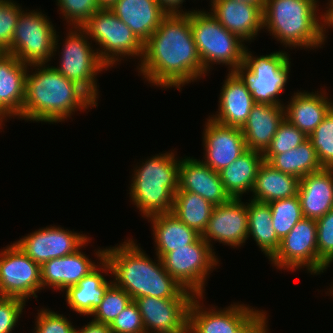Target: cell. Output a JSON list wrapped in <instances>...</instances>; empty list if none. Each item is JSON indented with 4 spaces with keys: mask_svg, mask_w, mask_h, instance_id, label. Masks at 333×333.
I'll return each instance as SVG.
<instances>
[{
    "mask_svg": "<svg viewBox=\"0 0 333 333\" xmlns=\"http://www.w3.org/2000/svg\"><path fill=\"white\" fill-rule=\"evenodd\" d=\"M308 138L322 168L333 169V108Z\"/></svg>",
    "mask_w": 333,
    "mask_h": 333,
    "instance_id": "obj_37",
    "label": "cell"
},
{
    "mask_svg": "<svg viewBox=\"0 0 333 333\" xmlns=\"http://www.w3.org/2000/svg\"><path fill=\"white\" fill-rule=\"evenodd\" d=\"M31 11L20 13L10 47L5 53L29 66L47 64L59 49L58 36L43 12Z\"/></svg>",
    "mask_w": 333,
    "mask_h": 333,
    "instance_id": "obj_8",
    "label": "cell"
},
{
    "mask_svg": "<svg viewBox=\"0 0 333 333\" xmlns=\"http://www.w3.org/2000/svg\"><path fill=\"white\" fill-rule=\"evenodd\" d=\"M13 0H0V51L5 52L11 44L22 7Z\"/></svg>",
    "mask_w": 333,
    "mask_h": 333,
    "instance_id": "obj_41",
    "label": "cell"
},
{
    "mask_svg": "<svg viewBox=\"0 0 333 333\" xmlns=\"http://www.w3.org/2000/svg\"><path fill=\"white\" fill-rule=\"evenodd\" d=\"M37 314L34 333H76V328L63 314L44 308Z\"/></svg>",
    "mask_w": 333,
    "mask_h": 333,
    "instance_id": "obj_42",
    "label": "cell"
},
{
    "mask_svg": "<svg viewBox=\"0 0 333 333\" xmlns=\"http://www.w3.org/2000/svg\"><path fill=\"white\" fill-rule=\"evenodd\" d=\"M194 298L134 299L146 333H188L189 308Z\"/></svg>",
    "mask_w": 333,
    "mask_h": 333,
    "instance_id": "obj_15",
    "label": "cell"
},
{
    "mask_svg": "<svg viewBox=\"0 0 333 333\" xmlns=\"http://www.w3.org/2000/svg\"><path fill=\"white\" fill-rule=\"evenodd\" d=\"M67 230L51 225L40 228L15 243L32 261L42 265L50 259L73 254L90 242L91 238L85 234Z\"/></svg>",
    "mask_w": 333,
    "mask_h": 333,
    "instance_id": "obj_14",
    "label": "cell"
},
{
    "mask_svg": "<svg viewBox=\"0 0 333 333\" xmlns=\"http://www.w3.org/2000/svg\"><path fill=\"white\" fill-rule=\"evenodd\" d=\"M75 28V30H74ZM67 38L60 52L59 67L54 68L68 80L83 87L96 101L99 97L96 76L109 68L93 50L89 37L82 27H74L67 32Z\"/></svg>",
    "mask_w": 333,
    "mask_h": 333,
    "instance_id": "obj_10",
    "label": "cell"
},
{
    "mask_svg": "<svg viewBox=\"0 0 333 333\" xmlns=\"http://www.w3.org/2000/svg\"><path fill=\"white\" fill-rule=\"evenodd\" d=\"M268 163L278 171L293 175L298 179L322 169L309 138L294 149L276 154Z\"/></svg>",
    "mask_w": 333,
    "mask_h": 333,
    "instance_id": "obj_34",
    "label": "cell"
},
{
    "mask_svg": "<svg viewBox=\"0 0 333 333\" xmlns=\"http://www.w3.org/2000/svg\"><path fill=\"white\" fill-rule=\"evenodd\" d=\"M91 41L100 46L97 53L110 68L123 58L140 57L142 60L144 44L135 36L108 7H101L83 25ZM130 56V57H129Z\"/></svg>",
    "mask_w": 333,
    "mask_h": 333,
    "instance_id": "obj_7",
    "label": "cell"
},
{
    "mask_svg": "<svg viewBox=\"0 0 333 333\" xmlns=\"http://www.w3.org/2000/svg\"><path fill=\"white\" fill-rule=\"evenodd\" d=\"M247 211L248 239L252 236L261 251L270 260L278 251L281 240L273 228L269 203L251 199L247 203Z\"/></svg>",
    "mask_w": 333,
    "mask_h": 333,
    "instance_id": "obj_32",
    "label": "cell"
},
{
    "mask_svg": "<svg viewBox=\"0 0 333 333\" xmlns=\"http://www.w3.org/2000/svg\"><path fill=\"white\" fill-rule=\"evenodd\" d=\"M277 269L306 268L318 275V249L316 220L303 217L281 240L278 251L270 259Z\"/></svg>",
    "mask_w": 333,
    "mask_h": 333,
    "instance_id": "obj_13",
    "label": "cell"
},
{
    "mask_svg": "<svg viewBox=\"0 0 333 333\" xmlns=\"http://www.w3.org/2000/svg\"><path fill=\"white\" fill-rule=\"evenodd\" d=\"M237 1L260 5L262 8H264L265 4V0H237Z\"/></svg>",
    "mask_w": 333,
    "mask_h": 333,
    "instance_id": "obj_50",
    "label": "cell"
},
{
    "mask_svg": "<svg viewBox=\"0 0 333 333\" xmlns=\"http://www.w3.org/2000/svg\"><path fill=\"white\" fill-rule=\"evenodd\" d=\"M185 0H157L161 7L168 13H186L187 11L179 10Z\"/></svg>",
    "mask_w": 333,
    "mask_h": 333,
    "instance_id": "obj_47",
    "label": "cell"
},
{
    "mask_svg": "<svg viewBox=\"0 0 333 333\" xmlns=\"http://www.w3.org/2000/svg\"><path fill=\"white\" fill-rule=\"evenodd\" d=\"M316 224L318 274H320L333 262V208L316 220Z\"/></svg>",
    "mask_w": 333,
    "mask_h": 333,
    "instance_id": "obj_39",
    "label": "cell"
},
{
    "mask_svg": "<svg viewBox=\"0 0 333 333\" xmlns=\"http://www.w3.org/2000/svg\"><path fill=\"white\" fill-rule=\"evenodd\" d=\"M39 289L42 290L41 265L32 261L15 242L8 245L0 252L1 295L26 302L29 297L37 298Z\"/></svg>",
    "mask_w": 333,
    "mask_h": 333,
    "instance_id": "obj_12",
    "label": "cell"
},
{
    "mask_svg": "<svg viewBox=\"0 0 333 333\" xmlns=\"http://www.w3.org/2000/svg\"><path fill=\"white\" fill-rule=\"evenodd\" d=\"M147 219L152 224L156 256L159 258L176 248L193 244L201 237V234L172 213L159 214Z\"/></svg>",
    "mask_w": 333,
    "mask_h": 333,
    "instance_id": "obj_29",
    "label": "cell"
},
{
    "mask_svg": "<svg viewBox=\"0 0 333 333\" xmlns=\"http://www.w3.org/2000/svg\"><path fill=\"white\" fill-rule=\"evenodd\" d=\"M214 249L200 237L195 243L163 255L164 269L186 290L203 296L210 271L218 265Z\"/></svg>",
    "mask_w": 333,
    "mask_h": 333,
    "instance_id": "obj_11",
    "label": "cell"
},
{
    "mask_svg": "<svg viewBox=\"0 0 333 333\" xmlns=\"http://www.w3.org/2000/svg\"><path fill=\"white\" fill-rule=\"evenodd\" d=\"M308 137L286 118L279 124L270 146L263 153L264 161L269 162L276 154L296 148Z\"/></svg>",
    "mask_w": 333,
    "mask_h": 333,
    "instance_id": "obj_38",
    "label": "cell"
},
{
    "mask_svg": "<svg viewBox=\"0 0 333 333\" xmlns=\"http://www.w3.org/2000/svg\"><path fill=\"white\" fill-rule=\"evenodd\" d=\"M210 13L228 31L242 41L252 42L263 29V8L237 0H210Z\"/></svg>",
    "mask_w": 333,
    "mask_h": 333,
    "instance_id": "obj_19",
    "label": "cell"
},
{
    "mask_svg": "<svg viewBox=\"0 0 333 333\" xmlns=\"http://www.w3.org/2000/svg\"><path fill=\"white\" fill-rule=\"evenodd\" d=\"M57 5L68 25L82 27V25L96 12L101 6L98 0H56ZM72 23V24H71Z\"/></svg>",
    "mask_w": 333,
    "mask_h": 333,
    "instance_id": "obj_40",
    "label": "cell"
},
{
    "mask_svg": "<svg viewBox=\"0 0 333 333\" xmlns=\"http://www.w3.org/2000/svg\"><path fill=\"white\" fill-rule=\"evenodd\" d=\"M220 90L219 105L214 121L241 128L255 104L244 78L237 71H229Z\"/></svg>",
    "mask_w": 333,
    "mask_h": 333,
    "instance_id": "obj_21",
    "label": "cell"
},
{
    "mask_svg": "<svg viewBox=\"0 0 333 333\" xmlns=\"http://www.w3.org/2000/svg\"><path fill=\"white\" fill-rule=\"evenodd\" d=\"M269 206L273 228L280 240L304 217L298 195L272 201Z\"/></svg>",
    "mask_w": 333,
    "mask_h": 333,
    "instance_id": "obj_35",
    "label": "cell"
},
{
    "mask_svg": "<svg viewBox=\"0 0 333 333\" xmlns=\"http://www.w3.org/2000/svg\"><path fill=\"white\" fill-rule=\"evenodd\" d=\"M117 0H98L101 7L110 8Z\"/></svg>",
    "mask_w": 333,
    "mask_h": 333,
    "instance_id": "obj_49",
    "label": "cell"
},
{
    "mask_svg": "<svg viewBox=\"0 0 333 333\" xmlns=\"http://www.w3.org/2000/svg\"><path fill=\"white\" fill-rule=\"evenodd\" d=\"M132 301L131 296L114 282L107 288L101 303L91 313L92 320L110 325Z\"/></svg>",
    "mask_w": 333,
    "mask_h": 333,
    "instance_id": "obj_36",
    "label": "cell"
},
{
    "mask_svg": "<svg viewBox=\"0 0 333 333\" xmlns=\"http://www.w3.org/2000/svg\"><path fill=\"white\" fill-rule=\"evenodd\" d=\"M201 237L213 248L211 240L237 248L248 239L247 202L231 199L214 206L206 230Z\"/></svg>",
    "mask_w": 333,
    "mask_h": 333,
    "instance_id": "obj_16",
    "label": "cell"
},
{
    "mask_svg": "<svg viewBox=\"0 0 333 333\" xmlns=\"http://www.w3.org/2000/svg\"><path fill=\"white\" fill-rule=\"evenodd\" d=\"M110 9L143 44L168 14L157 0H117Z\"/></svg>",
    "mask_w": 333,
    "mask_h": 333,
    "instance_id": "obj_25",
    "label": "cell"
},
{
    "mask_svg": "<svg viewBox=\"0 0 333 333\" xmlns=\"http://www.w3.org/2000/svg\"><path fill=\"white\" fill-rule=\"evenodd\" d=\"M175 155L172 151L159 153L134 170L129 194L146 219L172 212L174 195L179 189L180 159Z\"/></svg>",
    "mask_w": 333,
    "mask_h": 333,
    "instance_id": "obj_5",
    "label": "cell"
},
{
    "mask_svg": "<svg viewBox=\"0 0 333 333\" xmlns=\"http://www.w3.org/2000/svg\"><path fill=\"white\" fill-rule=\"evenodd\" d=\"M248 48L243 66L237 71L247 83L255 103L283 104L279 99L290 72L289 54L285 51L254 57Z\"/></svg>",
    "mask_w": 333,
    "mask_h": 333,
    "instance_id": "obj_9",
    "label": "cell"
},
{
    "mask_svg": "<svg viewBox=\"0 0 333 333\" xmlns=\"http://www.w3.org/2000/svg\"><path fill=\"white\" fill-rule=\"evenodd\" d=\"M152 261L134 241L105 248V259L111 266L113 282L125 290L132 300L150 296L157 298H195L163 267L161 259ZM157 263V264H156Z\"/></svg>",
    "mask_w": 333,
    "mask_h": 333,
    "instance_id": "obj_3",
    "label": "cell"
},
{
    "mask_svg": "<svg viewBox=\"0 0 333 333\" xmlns=\"http://www.w3.org/2000/svg\"><path fill=\"white\" fill-rule=\"evenodd\" d=\"M203 298L195 296L190 305L188 333H235L257 311L244 303L207 310L199 303Z\"/></svg>",
    "mask_w": 333,
    "mask_h": 333,
    "instance_id": "obj_18",
    "label": "cell"
},
{
    "mask_svg": "<svg viewBox=\"0 0 333 333\" xmlns=\"http://www.w3.org/2000/svg\"><path fill=\"white\" fill-rule=\"evenodd\" d=\"M299 181L297 177L278 171L264 161L256 175L251 199L270 203L297 196Z\"/></svg>",
    "mask_w": 333,
    "mask_h": 333,
    "instance_id": "obj_31",
    "label": "cell"
},
{
    "mask_svg": "<svg viewBox=\"0 0 333 333\" xmlns=\"http://www.w3.org/2000/svg\"><path fill=\"white\" fill-rule=\"evenodd\" d=\"M112 333H146L137 304L132 300L109 325Z\"/></svg>",
    "mask_w": 333,
    "mask_h": 333,
    "instance_id": "obj_43",
    "label": "cell"
},
{
    "mask_svg": "<svg viewBox=\"0 0 333 333\" xmlns=\"http://www.w3.org/2000/svg\"><path fill=\"white\" fill-rule=\"evenodd\" d=\"M332 289V290H331ZM331 289H329L330 290V294H331V296L333 295V287L331 286Z\"/></svg>",
    "mask_w": 333,
    "mask_h": 333,
    "instance_id": "obj_51",
    "label": "cell"
},
{
    "mask_svg": "<svg viewBox=\"0 0 333 333\" xmlns=\"http://www.w3.org/2000/svg\"><path fill=\"white\" fill-rule=\"evenodd\" d=\"M324 92H296L284 106L285 118L307 137L333 108V101ZM320 93V94H319Z\"/></svg>",
    "mask_w": 333,
    "mask_h": 333,
    "instance_id": "obj_28",
    "label": "cell"
},
{
    "mask_svg": "<svg viewBox=\"0 0 333 333\" xmlns=\"http://www.w3.org/2000/svg\"><path fill=\"white\" fill-rule=\"evenodd\" d=\"M96 257L100 264L88 275L84 276L77 285L68 287L66 291V303L70 309L80 315H90L101 303L107 288L113 281H107L101 274L111 273V266L105 259V249L97 250ZM100 266V267H99ZM99 269V270H98Z\"/></svg>",
    "mask_w": 333,
    "mask_h": 333,
    "instance_id": "obj_23",
    "label": "cell"
},
{
    "mask_svg": "<svg viewBox=\"0 0 333 333\" xmlns=\"http://www.w3.org/2000/svg\"><path fill=\"white\" fill-rule=\"evenodd\" d=\"M76 333H112L109 325L90 321L87 325H84L81 329L76 328Z\"/></svg>",
    "mask_w": 333,
    "mask_h": 333,
    "instance_id": "obj_46",
    "label": "cell"
},
{
    "mask_svg": "<svg viewBox=\"0 0 333 333\" xmlns=\"http://www.w3.org/2000/svg\"><path fill=\"white\" fill-rule=\"evenodd\" d=\"M263 162V153L247 149L230 165L218 172L231 198L241 199L244 193L252 192L256 175Z\"/></svg>",
    "mask_w": 333,
    "mask_h": 333,
    "instance_id": "obj_30",
    "label": "cell"
},
{
    "mask_svg": "<svg viewBox=\"0 0 333 333\" xmlns=\"http://www.w3.org/2000/svg\"><path fill=\"white\" fill-rule=\"evenodd\" d=\"M203 132L204 160L216 172L221 171L247 150L243 132L239 127L226 126L210 118Z\"/></svg>",
    "mask_w": 333,
    "mask_h": 333,
    "instance_id": "obj_17",
    "label": "cell"
},
{
    "mask_svg": "<svg viewBox=\"0 0 333 333\" xmlns=\"http://www.w3.org/2000/svg\"><path fill=\"white\" fill-rule=\"evenodd\" d=\"M284 118V104L255 103L241 127L247 149L264 153Z\"/></svg>",
    "mask_w": 333,
    "mask_h": 333,
    "instance_id": "obj_24",
    "label": "cell"
},
{
    "mask_svg": "<svg viewBox=\"0 0 333 333\" xmlns=\"http://www.w3.org/2000/svg\"><path fill=\"white\" fill-rule=\"evenodd\" d=\"M179 189L200 195L214 206L232 199L226 192L219 173L193 157L180 160Z\"/></svg>",
    "mask_w": 333,
    "mask_h": 333,
    "instance_id": "obj_22",
    "label": "cell"
},
{
    "mask_svg": "<svg viewBox=\"0 0 333 333\" xmlns=\"http://www.w3.org/2000/svg\"><path fill=\"white\" fill-rule=\"evenodd\" d=\"M298 197L303 216L318 220L333 208V169L322 168L299 181Z\"/></svg>",
    "mask_w": 333,
    "mask_h": 333,
    "instance_id": "obj_26",
    "label": "cell"
},
{
    "mask_svg": "<svg viewBox=\"0 0 333 333\" xmlns=\"http://www.w3.org/2000/svg\"><path fill=\"white\" fill-rule=\"evenodd\" d=\"M45 65H30L32 71L36 69L30 74L28 68L22 120L59 123L77 110L97 107L98 101L83 87L68 80L54 66Z\"/></svg>",
    "mask_w": 333,
    "mask_h": 333,
    "instance_id": "obj_2",
    "label": "cell"
},
{
    "mask_svg": "<svg viewBox=\"0 0 333 333\" xmlns=\"http://www.w3.org/2000/svg\"><path fill=\"white\" fill-rule=\"evenodd\" d=\"M190 27L206 72L212 64H225L230 71H238L243 66L247 49L244 41L225 29L210 12L190 11Z\"/></svg>",
    "mask_w": 333,
    "mask_h": 333,
    "instance_id": "obj_6",
    "label": "cell"
},
{
    "mask_svg": "<svg viewBox=\"0 0 333 333\" xmlns=\"http://www.w3.org/2000/svg\"><path fill=\"white\" fill-rule=\"evenodd\" d=\"M28 66L9 53H0L1 124L7 117L22 116Z\"/></svg>",
    "mask_w": 333,
    "mask_h": 333,
    "instance_id": "obj_20",
    "label": "cell"
},
{
    "mask_svg": "<svg viewBox=\"0 0 333 333\" xmlns=\"http://www.w3.org/2000/svg\"><path fill=\"white\" fill-rule=\"evenodd\" d=\"M267 313L257 310L235 333H269Z\"/></svg>",
    "mask_w": 333,
    "mask_h": 333,
    "instance_id": "obj_45",
    "label": "cell"
},
{
    "mask_svg": "<svg viewBox=\"0 0 333 333\" xmlns=\"http://www.w3.org/2000/svg\"><path fill=\"white\" fill-rule=\"evenodd\" d=\"M138 71L151 85L179 89L203 78V69L190 27V11L167 14L144 43Z\"/></svg>",
    "mask_w": 333,
    "mask_h": 333,
    "instance_id": "obj_1",
    "label": "cell"
},
{
    "mask_svg": "<svg viewBox=\"0 0 333 333\" xmlns=\"http://www.w3.org/2000/svg\"><path fill=\"white\" fill-rule=\"evenodd\" d=\"M214 205L200 195L178 189L174 195L172 214L188 227L203 234Z\"/></svg>",
    "mask_w": 333,
    "mask_h": 333,
    "instance_id": "obj_33",
    "label": "cell"
},
{
    "mask_svg": "<svg viewBox=\"0 0 333 333\" xmlns=\"http://www.w3.org/2000/svg\"><path fill=\"white\" fill-rule=\"evenodd\" d=\"M81 248L75 253L60 258L50 259L41 265L42 289L66 290L77 285L79 281L98 266L91 261Z\"/></svg>",
    "mask_w": 333,
    "mask_h": 333,
    "instance_id": "obj_27",
    "label": "cell"
},
{
    "mask_svg": "<svg viewBox=\"0 0 333 333\" xmlns=\"http://www.w3.org/2000/svg\"><path fill=\"white\" fill-rule=\"evenodd\" d=\"M25 305V301L18 298L0 299V333H12Z\"/></svg>",
    "mask_w": 333,
    "mask_h": 333,
    "instance_id": "obj_44",
    "label": "cell"
},
{
    "mask_svg": "<svg viewBox=\"0 0 333 333\" xmlns=\"http://www.w3.org/2000/svg\"><path fill=\"white\" fill-rule=\"evenodd\" d=\"M329 4V6H327L326 8L328 10H326L325 12V19H326V27L329 28H333V0H330L327 5Z\"/></svg>",
    "mask_w": 333,
    "mask_h": 333,
    "instance_id": "obj_48",
    "label": "cell"
},
{
    "mask_svg": "<svg viewBox=\"0 0 333 333\" xmlns=\"http://www.w3.org/2000/svg\"><path fill=\"white\" fill-rule=\"evenodd\" d=\"M318 0H265L263 29L289 48L320 47L326 34L325 13L317 16ZM323 22V23H322Z\"/></svg>",
    "mask_w": 333,
    "mask_h": 333,
    "instance_id": "obj_4",
    "label": "cell"
}]
</instances>
